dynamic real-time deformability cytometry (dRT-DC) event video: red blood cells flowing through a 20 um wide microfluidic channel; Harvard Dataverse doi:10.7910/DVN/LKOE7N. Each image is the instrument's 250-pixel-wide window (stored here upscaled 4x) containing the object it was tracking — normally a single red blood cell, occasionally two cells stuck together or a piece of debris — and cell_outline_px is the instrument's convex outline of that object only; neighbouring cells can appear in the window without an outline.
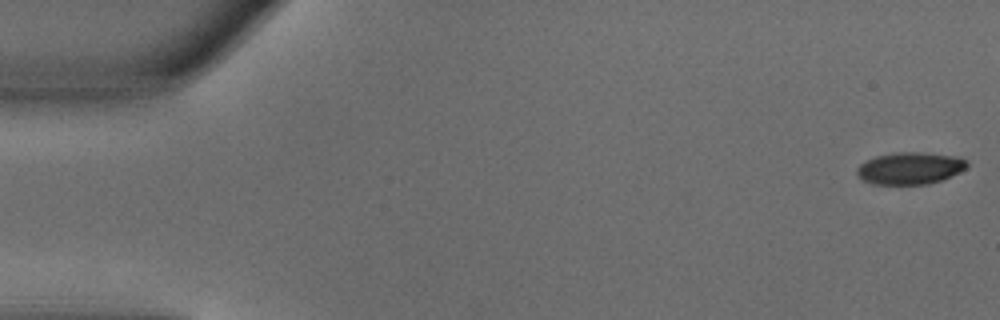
{"species": "common noctule bat (a hibernating species)", "species_latin": "Nyctalus noctula", "temperature_condition": "warm", "stored_images_in_passage": 50, "camera_frame_rate_fps": 3000, "um_per_image_px": 0.085, "animal": {"sex": "male", "body_mass_g": 18.8}, "frame": {"image": 1, "passage_image": 1, "time_ms": 0.0, "image_size_px": [1000, 320], "cell_outline_px": [[968, 164], [960, 172], [940, 180], [928, 184], [872, 184], [864, 180], [856, 172], [856, 168], [860, 164], [876, 156], [896, 152], [920, 152], [960, 156]], "centroid_in_image_um": [77.35, 14.29], "position_along_channel_um": 7.7, "area_um2": 20.4}}
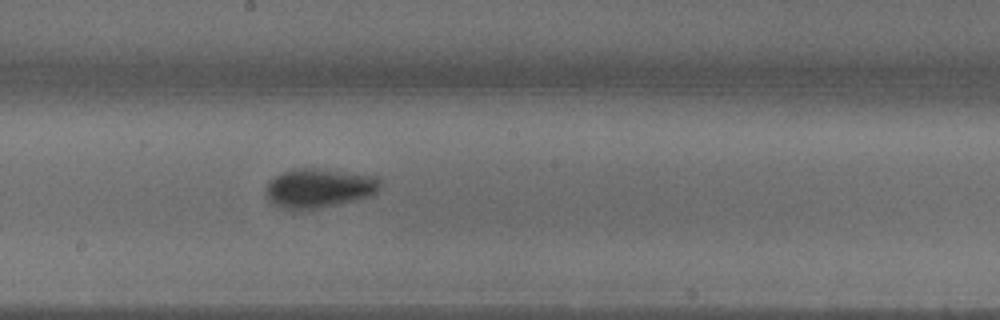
{"frame": {"image": 2, "passage_image": 27, "time_ms": 8.667, "image_size_px": [1000, 320], "cell_outline_px": [[380, 188], [372, 196], [308, 212], [292, 212], [272, 204], [268, 200], [264, 192], [264, 188], [276, 176], [284, 172], [296, 168], [316, 168], [380, 176]], "centroid_in_image_um": [27.1, 16.04], "position_along_channel_um": 221.1, "area_um2": 27.11}}
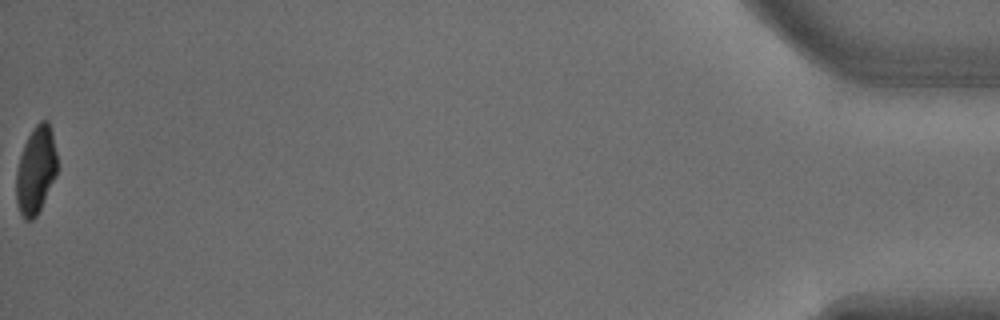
{"frame": {"image": 3, "passage_image": 50, "time_ms": 16.333, "image_size_px": [1000, 320], "cell_outline_px": [[56, 176], [36, 216], [32, 220], [24, 220], [20, 212], [16, 200], [16, 172], [20, 156], [24, 144], [32, 128], [40, 120], [48, 120], [52, 132], [56, 152]], "centroid_in_image_um": [3.04, 14.45], "position_along_channel_um": 432.2, "area_um2": 20.75}, "authors_computed_cell_mechanics": {"area_um2": 23.3801, "velocity_mm_per_s": 4.0548, "shape_relaxation_time_tau1_ms": 3.6844, "shape_relaxation_time_tau2_ms": null, "deformation_change_tau1": 0.1482, "deformation_change_tau2": null}}